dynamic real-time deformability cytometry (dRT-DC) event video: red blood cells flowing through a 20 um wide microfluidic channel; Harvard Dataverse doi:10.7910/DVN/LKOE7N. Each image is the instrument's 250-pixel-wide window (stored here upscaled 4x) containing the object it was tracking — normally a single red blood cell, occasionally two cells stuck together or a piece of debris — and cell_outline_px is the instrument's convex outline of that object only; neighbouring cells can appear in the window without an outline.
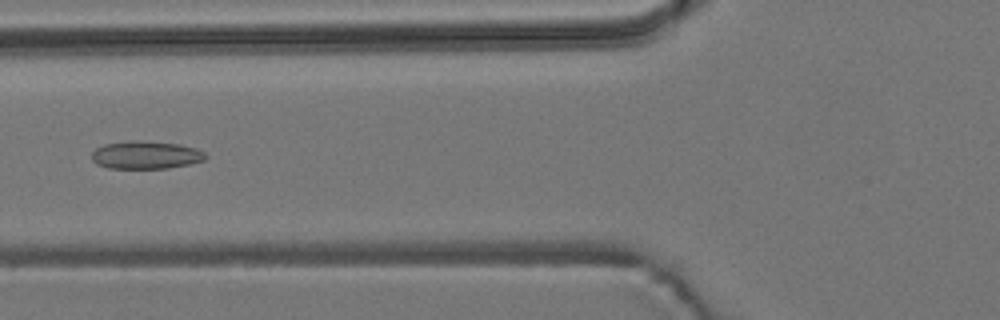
{"species": "common noctule bat (a hibernating species)", "species_latin": "Nyctalus noctula", "temperature_condition": "room temperature", "stored_images_in_passage": 8, "camera_frame_rate_fps": 3000, "um_per_image_px": 0.085, "animal": {"sex": "male", "body_mass_g": 19.2, "forearm_length_mm": 51.8}, "frame": {"image": 1, "passage_image": 5, "time_ms": 1.333, "image_size_px": [1000, 320], "cell_outline_px": [[208, 156], [204, 160], [188, 164], [168, 168], [108, 168], [96, 164], [92, 160], [92, 152], [96, 148], [104, 144], [128, 140], [132, 140], [180, 144], [196, 148], [204, 152]], "centroid_in_image_um": [12.38, 13.17], "position_along_channel_um": 113.4, "area_um2": 18.5}}
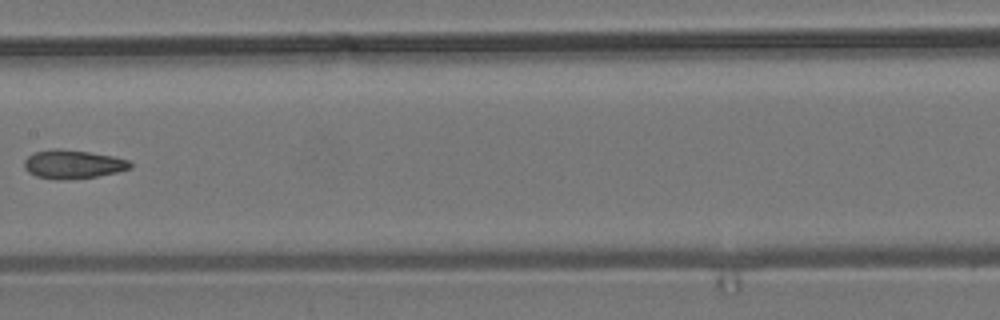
{"frame": {"image": 2, "passage_image": 7, "time_ms": 2.0, "image_size_px": [1000, 320], "cell_outline_px": [[132, 168], [116, 172], [96, 176], [60, 180], [36, 176], [28, 172], [24, 168], [24, 160], [28, 156], [36, 152], [52, 148], [60, 148], [88, 152], [112, 156], [128, 160], [132, 164]], "centroid_in_image_um": [6.17, 13.95], "position_along_channel_um": 201.2, "area_um2": 17.57}}
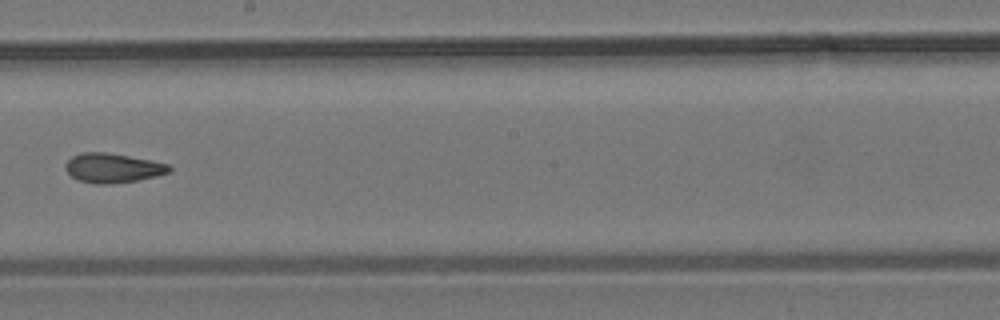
{"frame": {"image": 3, "passage_image": 8, "time_ms": 2.333, "image_size_px": [1000, 320], "cell_outline_px": [[172, 172], [156, 176], [136, 180], [108, 184], [96, 184], [80, 180], [72, 176], [64, 168], [64, 164], [72, 156], [80, 152], [104, 152], [152, 160], [168, 164], [172, 168]], "centroid_in_image_um": [9.59, 14.27], "position_along_channel_um": 238.6, "area_um2": 17.74}}